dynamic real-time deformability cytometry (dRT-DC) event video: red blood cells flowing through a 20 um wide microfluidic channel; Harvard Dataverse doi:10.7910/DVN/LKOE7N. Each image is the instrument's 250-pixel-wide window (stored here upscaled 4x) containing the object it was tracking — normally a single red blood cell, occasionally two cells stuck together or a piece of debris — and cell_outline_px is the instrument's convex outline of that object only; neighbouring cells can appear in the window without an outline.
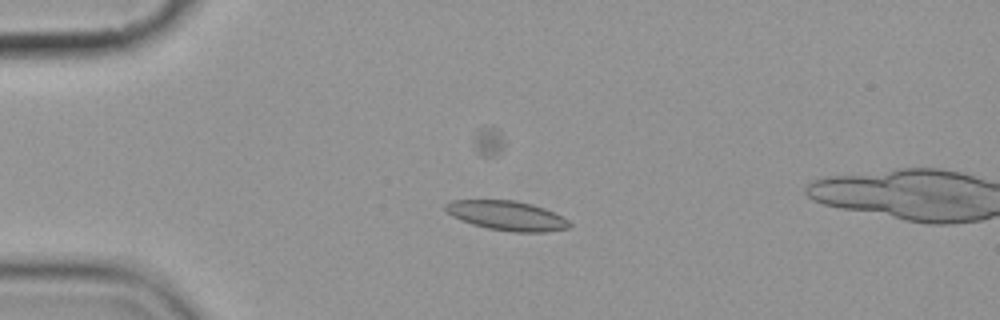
{"species": "common noctule bat (a hibernating species)", "species_latin": "Nyctalus noctula", "temperature_condition": "cold", "stored_images_in_passage": 5, "camera_frame_rate_fps": 3000, "um_per_image_px": 0.085, "animal": {"sex": "female", "body_mass_g": 19.9}, "frame": {"image": 1, "passage_image": 5, "time_ms": 4.667, "image_size_px": [1000, 320], "cell_outline_px": [[572, 224], [568, 228], [548, 232], [512, 232], [488, 228], [472, 224], [460, 220], [452, 216], [444, 208], [444, 204], [452, 200], [516, 200], [532, 204], [544, 208], [568, 220]], "centroid_in_image_um": [43.07, 18.33], "position_along_channel_um": 41.9, "area_um2": 21.33}}